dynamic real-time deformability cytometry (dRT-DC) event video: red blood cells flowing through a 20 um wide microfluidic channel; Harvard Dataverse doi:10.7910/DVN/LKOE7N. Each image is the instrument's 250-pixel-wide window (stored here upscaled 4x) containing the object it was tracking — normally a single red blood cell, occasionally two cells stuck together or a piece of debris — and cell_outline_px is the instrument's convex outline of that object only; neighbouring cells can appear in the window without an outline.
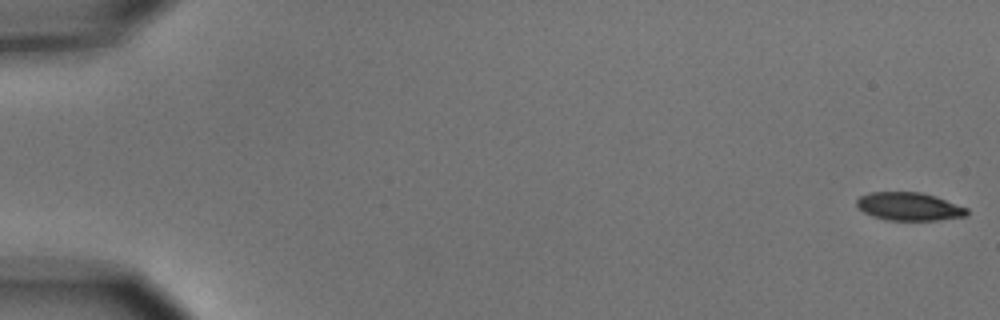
{"species": "common noctule bat (a hibernating species)", "species_latin": "Nyctalus noctula", "temperature_condition": "cold", "stored_images_in_passage": 7, "camera_frame_rate_fps": 3000, "um_per_image_px": 0.085, "animal": {"sex": "male", "body_mass_g": 15.6}, "frame": {"image": 1, "passage_image": 1, "time_ms": 0.0, "image_size_px": [1000, 320], "cell_outline_px": [[968, 216], [940, 220], [888, 220], [872, 216], [864, 212], [856, 204], [856, 200], [860, 196], [868, 192], [920, 192], [936, 196], [968, 208]], "centroid_in_image_um": [77.29, 17.55], "position_along_channel_um": 7.7, "area_um2": 18.15}}
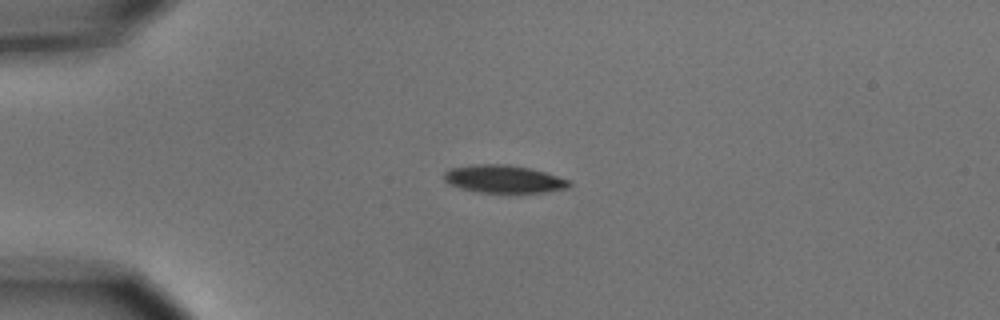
{"frame": {"image": 2, "passage_image": 5, "time_ms": 4.333, "image_size_px": [1000, 320], "cell_outline_px": [[572, 184], [568, 188], [544, 192], [480, 192], [460, 188], [448, 184], [444, 180], [444, 172], [452, 168], [472, 164], [508, 164], [528, 168], [544, 172], [572, 180]], "centroid_in_image_um": [42.83, 15.21], "position_along_channel_um": 42.2, "area_um2": 20.23}}
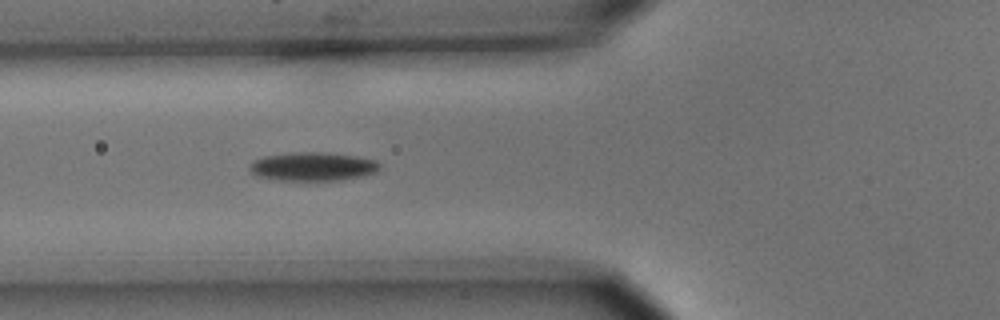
{"frame": {"image": 3, "passage_image": 7, "time_ms": 6.667, "image_size_px": [1000, 320], "cell_outline_px": [[380, 168], [376, 172], [360, 176], [340, 180], [280, 180], [260, 176], [252, 172], [248, 168], [248, 164], [252, 160], [264, 156], [292, 152], [328, 152], [356, 156], [376, 160], [380, 164]], "centroid_in_image_um": [26.58, 14.14], "position_along_channel_um": 99.2, "area_um2": 21.73}}